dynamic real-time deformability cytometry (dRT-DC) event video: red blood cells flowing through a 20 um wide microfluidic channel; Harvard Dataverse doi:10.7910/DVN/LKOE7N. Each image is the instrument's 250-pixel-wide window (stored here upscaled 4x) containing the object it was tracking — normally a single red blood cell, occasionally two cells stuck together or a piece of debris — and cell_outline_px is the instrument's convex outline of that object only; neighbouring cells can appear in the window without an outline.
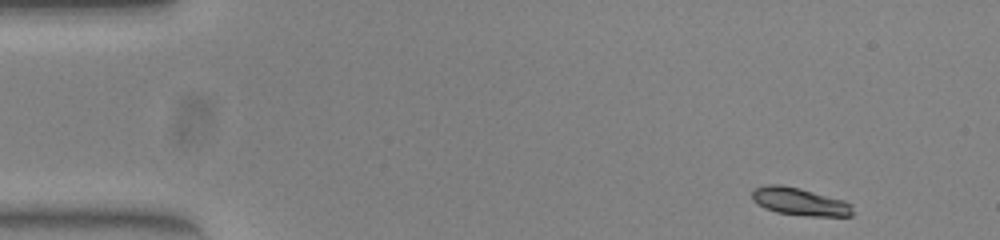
{"species": "common noctule bat (a hibernating species)", "species_latin": "Nyctalus noctula", "temperature_condition": "warm", "stored_images_in_passage": 49, "camera_frame_rate_fps": 3000, "um_per_image_px": 0.085, "animal": {"sex": "female", "body_mass_g": 23.0, "forearm_length_mm": 53.4}, "frame": {"image": 1, "passage_image": 1, "time_ms": 0.0, "image_size_px": [1000, 240], "cell_outline_px": [[852, 216], [808, 216], [776, 212], [764, 208], [756, 204], [752, 200], [752, 192], [756, 188], [768, 184], [780, 184], [800, 188], [844, 200], [852, 204]], "centroid_in_image_um": [67.96, 17.14], "position_along_channel_um": 17.0, "area_um2": 16.3}}
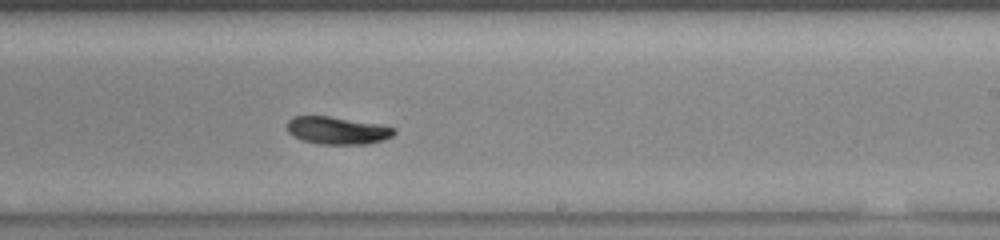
{"frame": {"image": 2, "passage_image": 28, "time_ms": 9.0, "image_size_px": [1000, 240], "cell_outline_px": [[396, 132], [392, 136], [384, 140], [368, 144], [320, 144], [304, 140], [288, 132], [288, 120], [292, 116], [328, 116], [384, 124], [396, 128]], "centroid_in_image_um": [28.75, 11.08], "position_along_channel_um": 260.2, "area_um2": 17.28}}
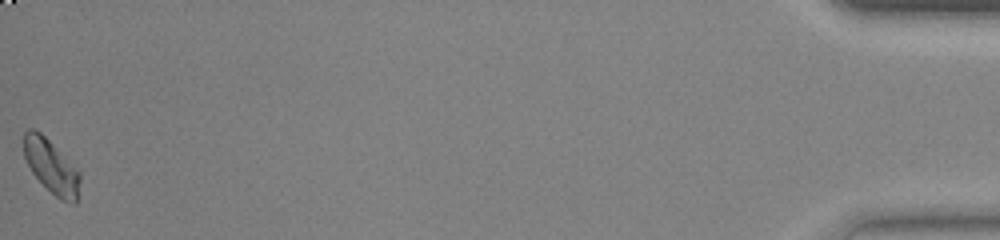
{"frame": {"image": 3, "passage_image": 49, "time_ms": 16.0, "image_size_px": [1000, 240], "cell_outline_px": [[80, 180], [76, 204], [68, 204], [60, 200], [32, 172], [24, 156], [24, 132], [28, 128], [32, 128], [40, 132], [80, 172]], "centroid_in_image_um": [4.37, 14.17], "position_along_channel_um": 430.8, "area_um2": 17.22}, "authors_computed_cell_mechanics": {"area_um2": 17.2822, "velocity_mm_per_s": 3.8755, "shape_relaxation_time_tau1_ms": 3.1768, "shape_relaxation_time_tau2_ms": 2.9354, "deformation_change_tau1": 0.1099, "deformation_change_tau2": 0.0461}}